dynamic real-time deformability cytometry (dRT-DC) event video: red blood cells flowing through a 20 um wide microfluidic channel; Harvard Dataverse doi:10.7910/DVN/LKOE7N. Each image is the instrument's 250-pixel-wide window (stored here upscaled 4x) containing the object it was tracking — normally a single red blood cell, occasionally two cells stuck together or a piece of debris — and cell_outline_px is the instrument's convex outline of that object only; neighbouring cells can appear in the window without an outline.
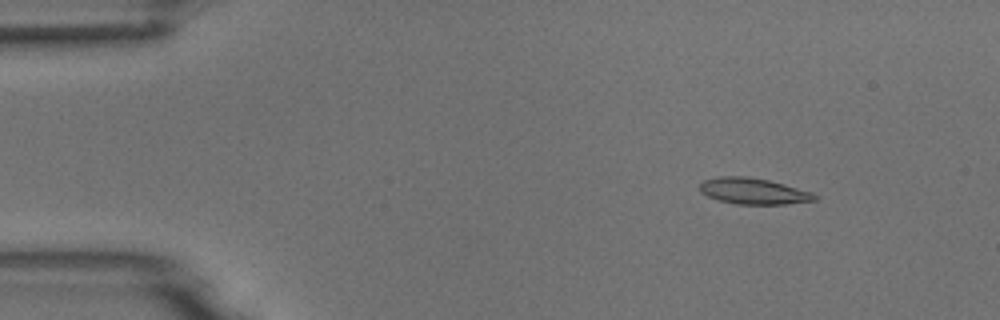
{"species": "common noctule bat (a hibernating species)", "species_latin": "Nyctalus noctula", "temperature_condition": "room temperature", "stored_images_in_passage": 54, "camera_frame_rate_fps": 3000, "um_per_image_px": 0.085, "animal": {"sex": "male", "body_mass_g": 18.8}, "frame": {"image": 1, "passage_image": 7, "time_ms": 2.0, "image_size_px": [1000, 320], "cell_outline_px": [[820, 196], [816, 200], [788, 204], [736, 204], [716, 200], [700, 192], [700, 184], [704, 180], [720, 176], [748, 176], [768, 180], [784, 184], [812, 192]], "centroid_in_image_um": [64.05, 16.25], "position_along_channel_um": 20.9, "area_um2": 17.63}}
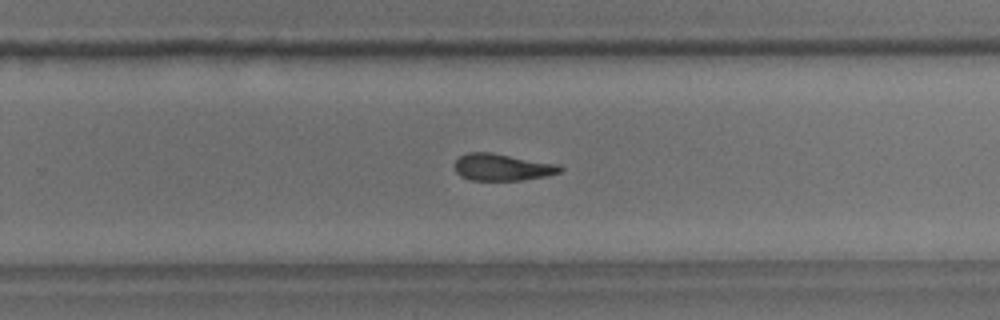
{"frame": {"image": 2, "passage_image": 35, "time_ms": 11.333, "image_size_px": [1000, 320], "cell_outline_px": [[564, 168], [560, 172], [548, 176], [524, 180], [472, 180], [460, 176], [456, 172], [456, 160], [460, 156], [468, 152], [492, 152], [560, 164]], "centroid_in_image_um": [42.75, 14.21], "position_along_channel_um": 287.1, "area_um2": 16.7}}
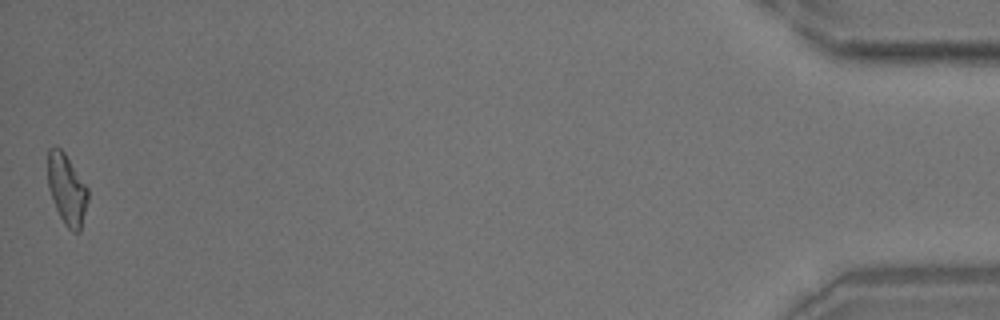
{"frame": {"image": 3, "passage_image": 54, "time_ms": 17.667, "image_size_px": [1000, 320], "cell_outline_px": [[88, 200], [80, 232], [72, 232], [64, 224], [56, 208], [48, 188], [48, 148], [56, 144], [64, 152], [88, 188]], "centroid_in_image_um": [5.67, 16.08], "position_along_channel_um": 429.5, "area_um2": 16.53}, "authors_computed_cell_mechanics": {"area_um2": 17.1088, "velocity_mm_per_s": 3.7397, "shape_relaxation_time_tau1_ms": 9.3915, "shape_relaxation_time_tau2_ms": 6.0123, "deformation_change_tau1": 0.2367, "deformation_change_tau2": 0.1558}}